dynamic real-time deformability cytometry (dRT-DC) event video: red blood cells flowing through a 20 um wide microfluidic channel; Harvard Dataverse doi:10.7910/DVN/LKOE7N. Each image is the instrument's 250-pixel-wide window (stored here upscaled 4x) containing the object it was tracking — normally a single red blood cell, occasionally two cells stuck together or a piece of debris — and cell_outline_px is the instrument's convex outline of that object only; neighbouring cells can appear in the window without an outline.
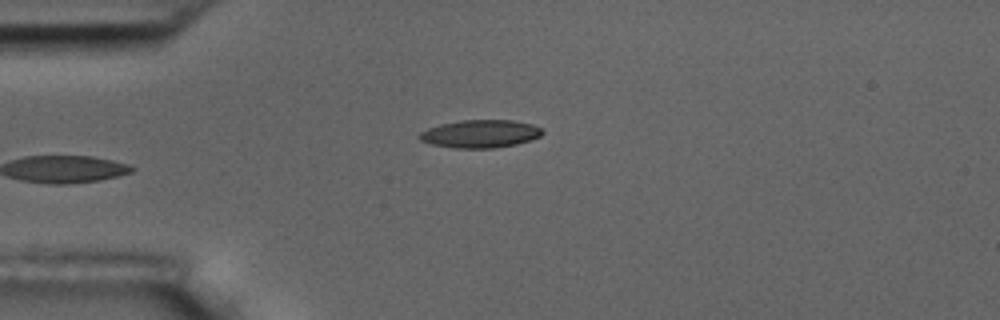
{"species": "common noctule bat (a hibernating species)", "species_latin": "Nyctalus noctula", "temperature_condition": "room temperature", "stored_images_in_passage": 6, "camera_frame_rate_fps": 3000, "um_per_image_px": 0.085, "animal": {"sex": "male", "body_mass_g": 17.5, "forearm_length_mm": 52.3}, "frame": {"image": 1, "passage_image": 6, "time_ms": 5.667, "image_size_px": [1000, 320], "cell_outline_px": [[544, 132], [540, 136], [532, 140], [516, 144], [492, 148], [456, 148], [432, 144], [420, 140], [416, 136], [420, 132], [428, 128], [440, 124], [460, 120], [512, 120], [532, 124], [540, 128]], "centroid_in_image_um": [40.81, 11.37], "position_along_channel_um": 44.2, "area_um2": 20.0}}